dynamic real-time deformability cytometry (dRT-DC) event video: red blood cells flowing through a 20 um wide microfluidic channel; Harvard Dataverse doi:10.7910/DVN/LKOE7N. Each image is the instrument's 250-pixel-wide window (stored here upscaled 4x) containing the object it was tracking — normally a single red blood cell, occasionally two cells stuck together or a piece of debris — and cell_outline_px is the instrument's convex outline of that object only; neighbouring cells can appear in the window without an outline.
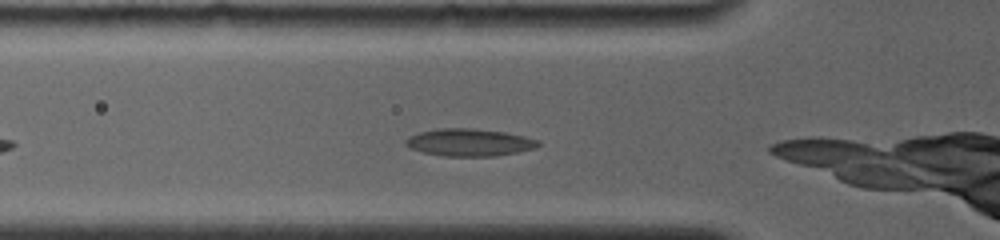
{"species": "common noctule bat (a hibernating species)", "species_latin": "Nyctalus noctula", "temperature_condition": "room temperature", "stored_images_in_passage": 19, "camera_frame_rate_fps": 4000, "um_per_image_px": 0.085, "animal": {"sex": "female", "body_mass_g": 19.0, "forearm_length_mm": 56.7}, "frame": {"image": 1, "passage_image": 4, "time_ms": 0.75, "image_size_px": [1000, 240], "cell_outline_px": [[540, 144], [536, 148], [496, 156], [444, 156], [424, 152], [412, 148], [404, 144], [404, 140], [408, 136], [420, 132], [436, 128], [476, 128], [504, 132], [524, 136], [540, 140]], "centroid_in_image_um": [39.89, 12.09], "position_along_channel_um": 85.9, "area_um2": 21.21}}